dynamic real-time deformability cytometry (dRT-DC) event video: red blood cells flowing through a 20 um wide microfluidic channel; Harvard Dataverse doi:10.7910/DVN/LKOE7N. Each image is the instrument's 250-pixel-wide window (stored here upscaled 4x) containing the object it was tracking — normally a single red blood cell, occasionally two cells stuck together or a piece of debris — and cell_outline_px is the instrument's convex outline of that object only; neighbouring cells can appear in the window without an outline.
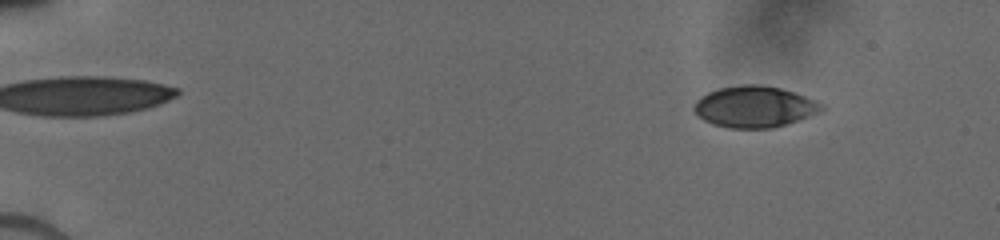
{"species": "human", "species_latin": "Homo sapiens", "temperature_condition": "cold", "stored_images_in_passage": 40, "camera_frame_rate_fps": 3000, "um_per_image_px": 0.085, "donor": {"sex": "male"}, "frame": {"image": 1, "passage_image": 5, "time_ms": 1.667, "image_size_px": [1000, 240], "cell_outline_px": [[824, 108], [816, 112], [796, 120], [772, 128], [728, 128], [712, 124], [696, 116], [692, 108], [692, 104], [700, 96], [716, 88], [740, 84], [760, 84], [780, 88], [816, 100], [824, 104]], "centroid_in_image_um": [64.03, 9.06], "position_along_channel_um": 21.0, "area_um2": 30.75}}
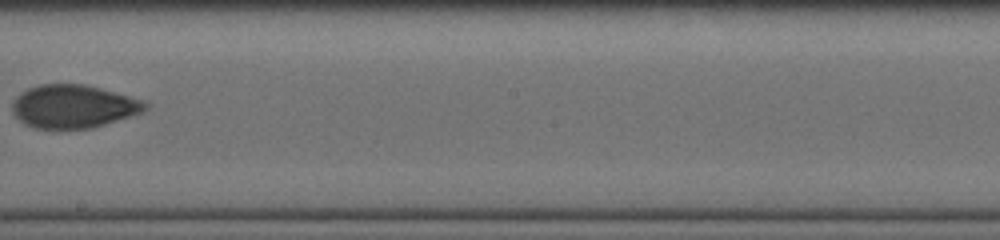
{"frame": {"image": 2, "passage_image": 25, "time_ms": 10.333, "image_size_px": [1000, 240], "cell_outline_px": [[148, 108], [140, 112], [92, 128], [36, 128], [24, 124], [12, 112], [12, 100], [20, 92], [28, 88], [40, 84], [84, 84], [100, 88], [144, 100], [148, 104]], "centroid_in_image_um": [6.19, 9.03], "position_along_channel_um": 242.0, "area_um2": 33.23}}
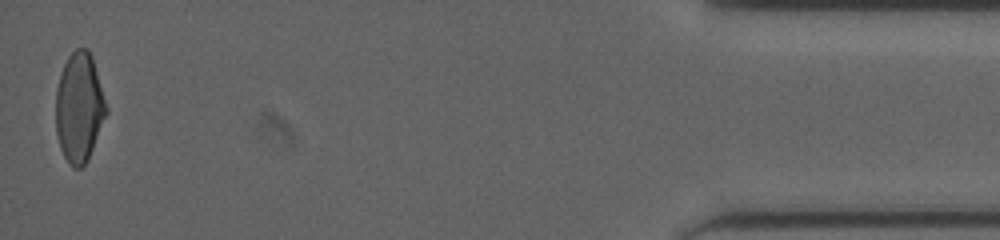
{"frame": {"image": 3, "passage_image": 40, "time_ms": 16.667, "image_size_px": [1000, 240], "cell_outline_px": [[108, 112], [88, 160], [80, 168], [72, 168], [68, 164], [60, 148], [56, 132], [56, 88], [60, 72], [68, 56], [76, 48], [88, 48], [92, 56], [108, 108]], "centroid_in_image_um": [6.73, 9.14], "position_along_channel_um": 428.5, "area_um2": 32.54}}